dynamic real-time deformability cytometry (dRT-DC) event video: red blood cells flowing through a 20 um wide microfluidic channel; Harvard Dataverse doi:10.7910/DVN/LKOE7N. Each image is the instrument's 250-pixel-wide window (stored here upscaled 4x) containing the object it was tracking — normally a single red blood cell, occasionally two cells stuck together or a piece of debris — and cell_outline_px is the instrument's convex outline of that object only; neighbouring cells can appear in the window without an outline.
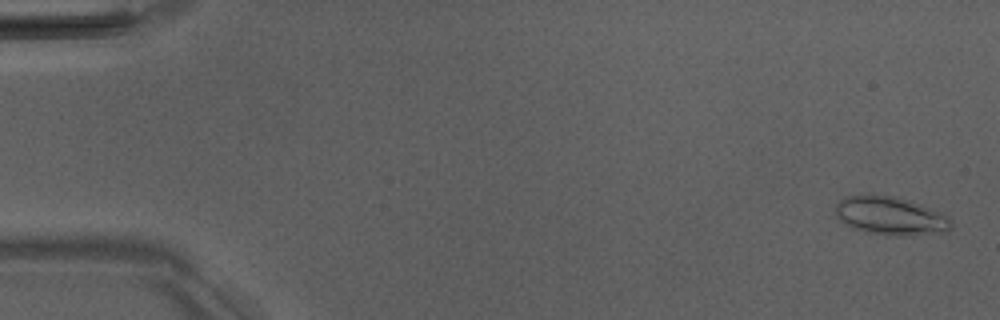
{"species": "Egyptian fruit bat (a non-hibernating species)", "species_latin": "Rousettus aegyptiacus", "temperature_condition": "room temperature", "stored_images_in_passage": 53, "segment_of_instrument_passage": [1, 2], "camera_frame_rate_fps": 3000, "um_per_image_px": 0.085, "animal": {"sex": "male"}, "frame": {"image": 1, "passage_image": 2, "time_ms": 0.333, "image_size_px": [1000, 320], "cell_outline_px": [[952, 228], [944, 232], [912, 236], [888, 236], [864, 232], [852, 228], [840, 220], [836, 216], [836, 204], [844, 196], [868, 192], [892, 196], [932, 208], [948, 216], [952, 220]], "centroid_in_image_um": [75.67, 18.34], "position_along_channel_um": 9.3, "area_um2": 26.53}}
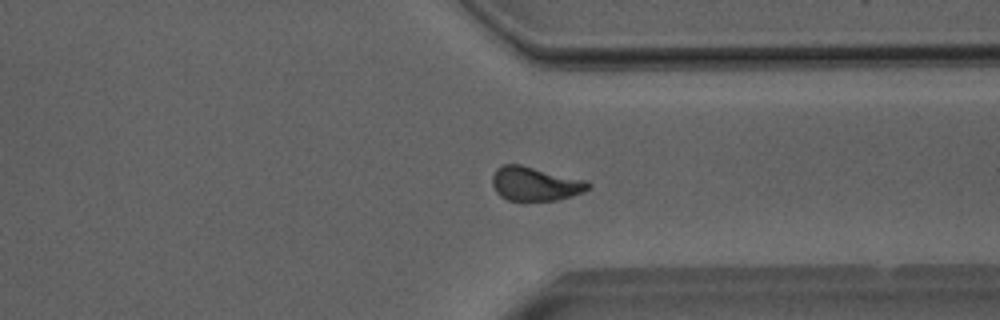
{"frame": {"image": 2, "passage_image": 40, "time_ms": 13.0, "image_size_px": [1000, 320], "cell_outline_px": [[592, 184], [584, 192], [572, 196], [556, 200], [508, 200], [500, 196], [496, 192], [492, 184], [492, 176], [496, 168], [504, 164], [520, 164], [588, 180]], "centroid_in_image_um": [45.5, 15.61], "position_along_channel_um": 365.9, "area_um2": 19.13}}
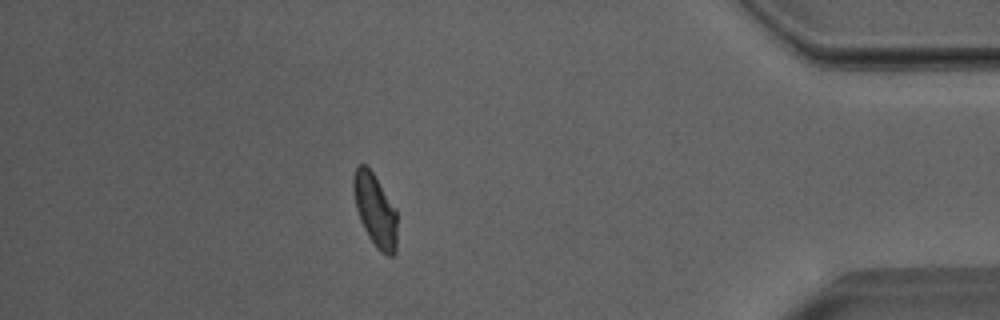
{"frame": {"image": 3, "passage_image": 46, "time_ms": 15.0, "image_size_px": [1000, 320], "cell_outline_px": [[396, 252], [392, 256], [388, 256], [380, 252], [376, 248], [368, 236], [360, 220], [356, 208], [352, 184], [352, 180], [356, 164], [364, 164], [372, 172], [396, 208]], "centroid_in_image_um": [31.88, 17.87], "position_along_channel_um": 403.3, "area_um2": 18.55}}